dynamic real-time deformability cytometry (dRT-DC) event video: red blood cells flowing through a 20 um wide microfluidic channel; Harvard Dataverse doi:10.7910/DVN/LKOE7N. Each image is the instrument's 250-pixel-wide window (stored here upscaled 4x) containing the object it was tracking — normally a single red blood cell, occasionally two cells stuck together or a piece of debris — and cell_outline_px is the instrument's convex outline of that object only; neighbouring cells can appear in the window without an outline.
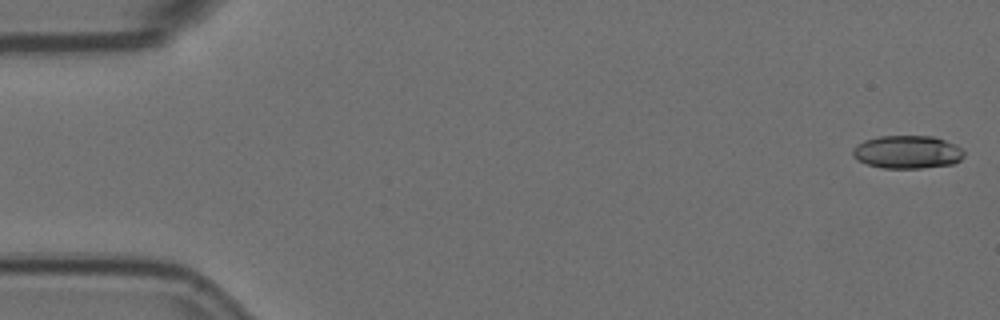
{"species": "Egyptian fruit bat (a non-hibernating species)", "species_latin": "Rousettus aegyptiacus", "temperature_condition": "room temperature", "stored_images_in_passage": 5, "camera_frame_rate_fps": 3000, "um_per_image_px": 0.085, "animal": {"sex": "female"}, "frame": {"image": 1, "passage_image": 1, "time_ms": 0.0, "image_size_px": [1000, 320], "cell_outline_px": [[964, 156], [960, 160], [952, 164], [920, 168], [880, 168], [856, 160], [852, 156], [852, 148], [856, 144], [864, 140], [880, 136], [932, 136], [956, 144], [964, 152]], "centroid_in_image_um": [77.08, 12.92], "position_along_channel_um": 7.9, "area_um2": 21.56}}
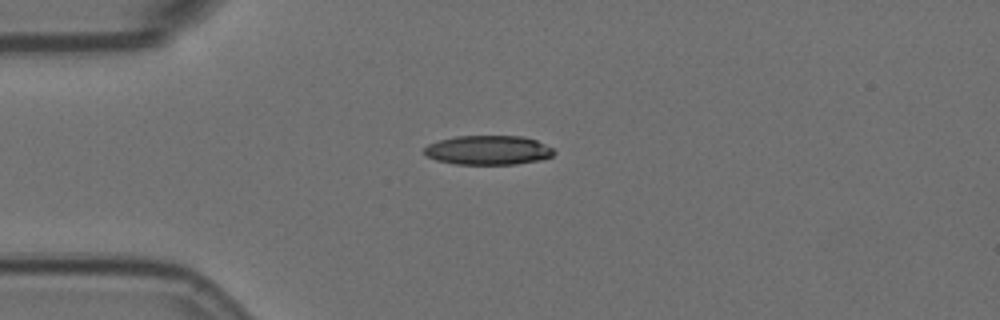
{"frame": {"image": 2, "passage_image": 5, "time_ms": 1.333, "image_size_px": [1000, 320], "cell_outline_px": [[556, 152], [552, 156], [540, 160], [516, 164], [456, 164], [436, 160], [428, 156], [424, 152], [424, 148], [428, 144], [440, 140], [456, 136], [524, 136], [536, 140], [552, 148]], "centroid_in_image_um": [41.51, 12.76], "position_along_channel_um": 43.5, "area_um2": 22.08}}